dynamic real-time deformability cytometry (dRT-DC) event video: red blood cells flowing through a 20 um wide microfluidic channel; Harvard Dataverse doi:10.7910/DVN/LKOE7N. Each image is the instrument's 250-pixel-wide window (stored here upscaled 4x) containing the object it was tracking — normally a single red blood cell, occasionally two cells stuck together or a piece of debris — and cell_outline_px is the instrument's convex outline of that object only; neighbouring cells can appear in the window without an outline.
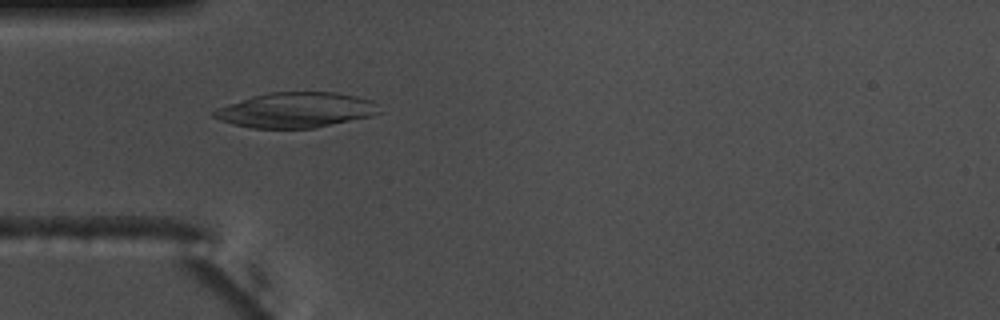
{"species": "common noctule bat (a hibernating species)", "species_latin": "Nyctalus noctula", "temperature_condition": "warm", "stored_images_in_passage": 54, "camera_frame_rate_fps": 3000, "um_per_image_px": 0.085, "animal": {"sex": "male", "body_mass_g": 17.5, "forearm_length_mm": 52.3}, "frame": {"image": 1, "passage_image": 16, "time_ms": 5.0, "image_size_px": [1000, 320], "cell_outline_px": [[380, 112], [372, 116], [316, 128], [252, 128], [232, 124], [220, 120], [212, 116], [212, 112], [216, 108], [252, 96], [268, 92], [336, 92], [356, 96], [372, 100], [376, 104]], "centroid_in_image_um": [25.15, 9.35], "position_along_channel_um": 59.9, "area_um2": 33.99}}
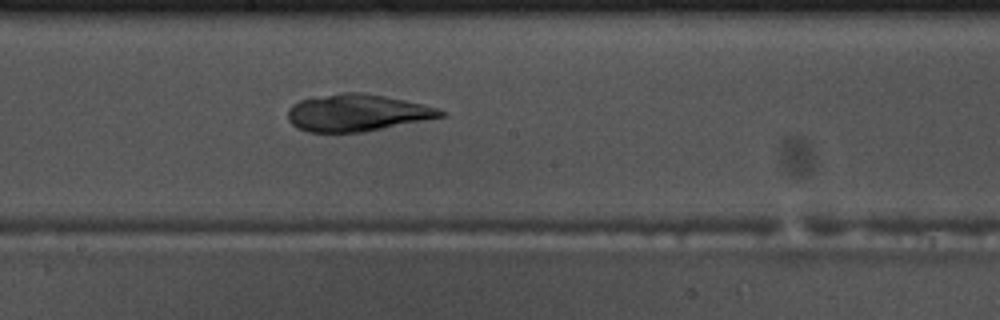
{"frame": {"image": 2, "passage_image": 29, "time_ms": 9.333, "image_size_px": [1000, 320], "cell_outline_px": [[448, 116], [364, 132], [308, 132], [296, 128], [288, 120], [288, 108], [292, 104], [300, 100], [344, 92], [364, 92], [404, 100], [436, 108], [448, 112]], "centroid_in_image_um": [30.36, 9.6], "position_along_channel_um": 217.8, "area_um2": 33.0}}
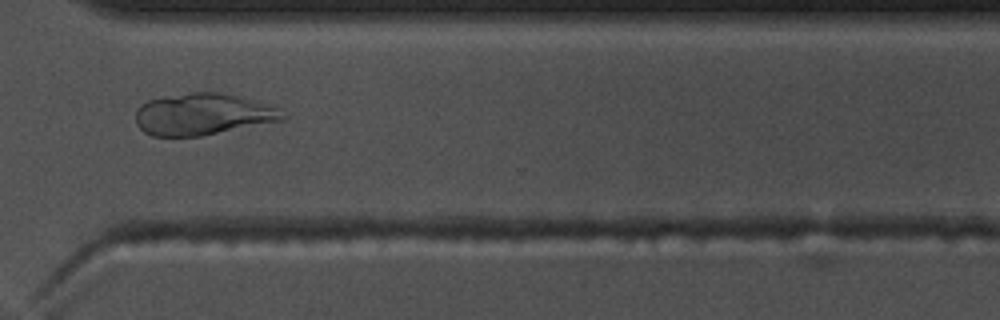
{"frame": {"image": 3, "passage_image": 40, "time_ms": 13.0, "image_size_px": [1000, 320], "cell_outline_px": [[288, 116], [284, 120], [200, 136], [152, 136], [144, 132], [136, 124], [136, 108], [140, 104], [148, 100], [192, 92], [220, 92], [236, 96], [276, 108]], "centroid_in_image_um": [17.19, 9.73], "position_along_channel_um": 353.4, "area_um2": 35.26}}